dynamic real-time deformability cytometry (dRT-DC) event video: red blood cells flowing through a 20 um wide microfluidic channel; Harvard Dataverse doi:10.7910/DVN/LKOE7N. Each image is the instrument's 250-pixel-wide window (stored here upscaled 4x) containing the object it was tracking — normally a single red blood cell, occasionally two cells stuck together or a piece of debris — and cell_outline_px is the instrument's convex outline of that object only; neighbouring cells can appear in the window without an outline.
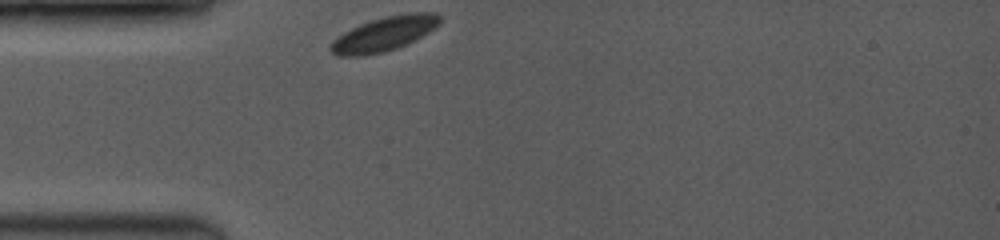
{"species": "common noctule bat (a hibernating species)", "species_latin": "Nyctalus noctula", "temperature_condition": "room temperature", "stored_images_in_passage": 34, "camera_frame_rate_fps": 3500, "um_per_image_px": 0.085, "animal": {"sex": "female", "body_mass_g": 19.0, "forearm_length_mm": 53.3}, "frame": {"image": 1, "passage_image": 1, "time_ms": 0.0, "image_size_px": [1000, 240], "cell_outline_px": [[440, 24], [428, 32], [396, 48], [384, 52], [360, 56], [336, 56], [328, 48], [332, 40], [336, 36], [360, 24], [384, 16], [408, 12], [436, 12], [440, 16]], "centroid_in_image_um": [32.62, 2.87], "position_along_channel_um": 52.4, "area_um2": 21.79}}
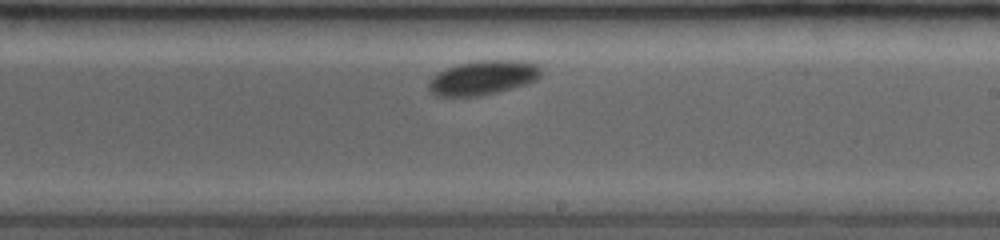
{"frame": {"image": 2, "passage_image": 21, "time_ms": 5.429, "image_size_px": [1000, 240], "cell_outline_px": [[544, 72], [536, 80], [528, 84], [480, 96], [436, 96], [428, 88], [428, 84], [432, 76], [444, 68], [456, 64], [476, 60], [520, 60], [540, 64]], "centroid_in_image_um": [41.09, 6.58], "position_along_channel_um": 247.9, "area_um2": 22.95}}
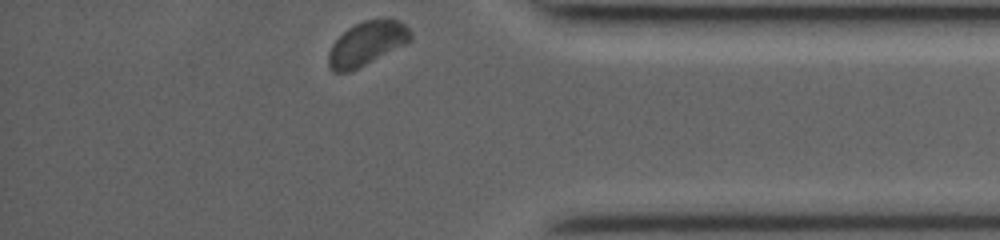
{"frame": {"image": 3, "passage_image": 33, "time_ms": 9.714, "image_size_px": [1000, 240], "cell_outline_px": [[412, 40], [348, 72], [332, 72], [328, 64], [328, 52], [332, 44], [348, 28], [364, 20], [400, 20], [412, 32]], "centroid_in_image_um": [31.16, 3.69], "position_along_channel_um": 404.0, "area_um2": 20.4}, "authors_computed_cell_mechanics": {"area_um2": 21.8195, "velocity_mm_per_s": 3.7814, "shape_relaxation_time_tau1_ms": 3.8284, "shape_relaxation_time_tau2_ms": null, "deformation_change_tau1": 0.053, "deformation_change_tau2": null}}